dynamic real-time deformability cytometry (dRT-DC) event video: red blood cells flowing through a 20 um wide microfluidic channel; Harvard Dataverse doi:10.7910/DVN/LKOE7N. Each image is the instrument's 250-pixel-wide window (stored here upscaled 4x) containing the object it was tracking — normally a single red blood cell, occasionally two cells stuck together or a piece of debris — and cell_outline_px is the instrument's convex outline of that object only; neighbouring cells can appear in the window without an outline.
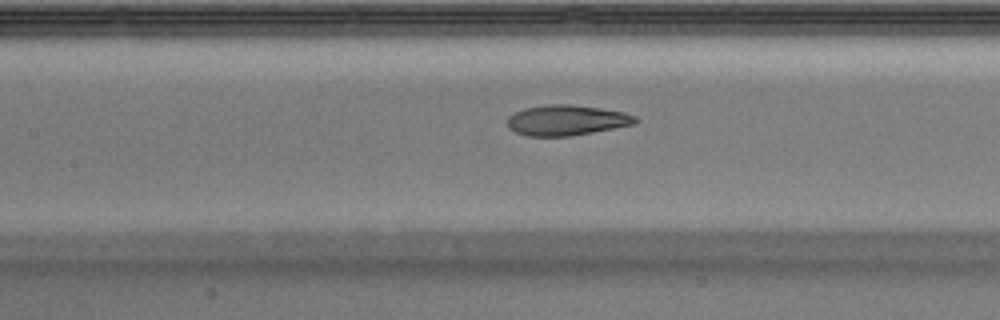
{"species": "Egyptian fruit bat (a non-hibernating species)", "species_latin": "Rousettus aegyptiacus", "temperature_condition": "warm", "stored_images_in_passage": 40, "camera_frame_rate_fps": 3000, "um_per_image_px": 0.085, "animal": {"sex": "male"}, "frame": {"image": 1, "passage_image": 18, "time_ms": 5.667, "image_size_px": [1000, 320], "cell_outline_px": [[640, 120], [636, 124], [592, 132], [568, 136], [528, 136], [516, 132], [508, 128], [508, 116], [524, 108], [548, 104], [572, 104], [600, 108], [624, 112], [636, 116]], "centroid_in_image_um": [48.18, 10.21], "position_along_channel_um": 159.2, "area_um2": 22.72}}
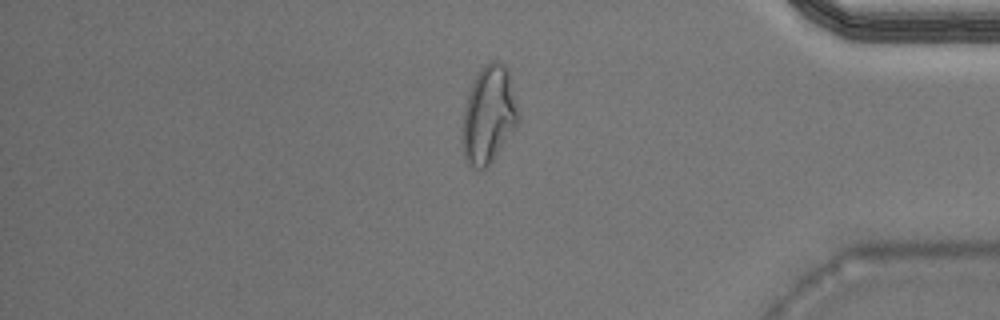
{"frame": {"image": 2, "passage_image": 34, "time_ms": 11.0, "image_size_px": [1000, 320], "cell_outline_px": [[516, 124], [492, 160], [484, 168], [472, 168], [468, 164], [464, 156], [460, 128], [464, 108], [472, 84], [480, 68], [484, 64], [492, 60], [500, 60], [504, 64], [508, 72], [516, 108]], "centroid_in_image_um": [41.46, 9.74], "position_along_channel_um": 393.7, "area_um2": 30.92}}